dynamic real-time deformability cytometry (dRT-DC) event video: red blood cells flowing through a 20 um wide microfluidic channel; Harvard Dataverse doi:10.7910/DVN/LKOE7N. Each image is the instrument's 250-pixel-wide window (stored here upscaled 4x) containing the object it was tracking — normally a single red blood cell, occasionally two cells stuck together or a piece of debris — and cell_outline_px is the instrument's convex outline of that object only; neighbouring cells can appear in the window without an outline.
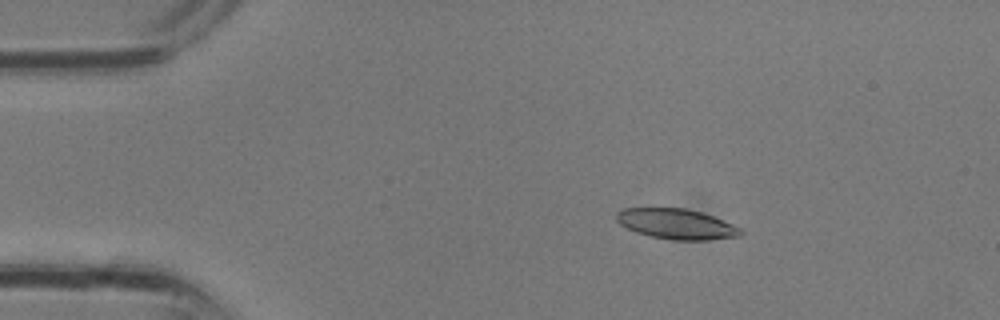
{"species": "common noctule bat (a hibernating species)", "species_latin": "Nyctalus noctula", "temperature_condition": "room temperature", "stored_images_in_passage": 3, "camera_frame_rate_fps": 3000, "um_per_image_px": 0.085, "animal": {"sex": "male", "body_mass_g": 13.3}, "frame": {"image": 1, "passage_image": 2, "time_ms": 0.333, "image_size_px": [1000, 320], "cell_outline_px": [[744, 232], [740, 236], [708, 240], [672, 240], [652, 236], [636, 232], [620, 224], [616, 220], [616, 212], [624, 208], [684, 208], [700, 212], [712, 216], [732, 224], [740, 228]], "centroid_in_image_um": [57.49, 19.04], "position_along_channel_um": 27.5, "area_um2": 21.79}}